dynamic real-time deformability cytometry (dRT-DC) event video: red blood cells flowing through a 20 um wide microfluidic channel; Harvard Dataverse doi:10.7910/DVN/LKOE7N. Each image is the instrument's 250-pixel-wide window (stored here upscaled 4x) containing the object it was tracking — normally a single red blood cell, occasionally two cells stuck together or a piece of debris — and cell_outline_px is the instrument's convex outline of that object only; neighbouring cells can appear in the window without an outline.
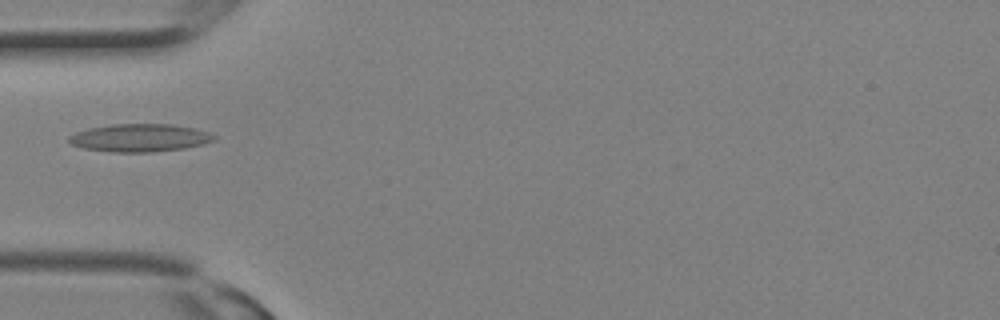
{"species": "Egyptian fruit bat (a non-hibernating species)", "species_latin": "Rousettus aegyptiacus", "temperature_condition": "room temperature", "stored_images_in_passage": 13, "camera_frame_rate_fps": 3000, "um_per_image_px": 0.085, "animal": {"sex": "female"}, "frame": {"image": 1, "passage_image": 10, "time_ms": 3.0, "image_size_px": [1000, 320], "cell_outline_px": [[216, 140], [204, 144], [184, 148], [152, 152], [108, 152], [84, 148], [72, 144], [68, 140], [68, 136], [76, 132], [88, 128], [112, 124], [172, 124], [192, 128], [208, 132], [216, 136]], "centroid_in_image_um": [11.88, 11.72], "position_along_channel_um": 73.1, "area_um2": 23.58}}
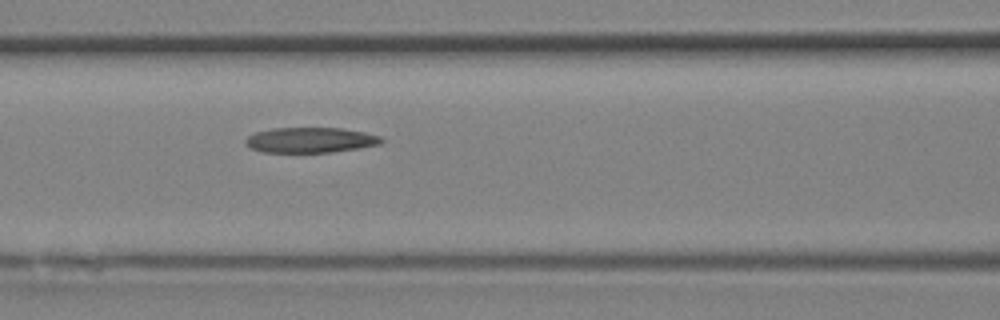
{"frame": {"image": 2, "passage_image": 13, "time_ms": 4.0, "image_size_px": [1000, 320], "cell_outline_px": [[384, 140], [380, 144], [360, 148], [332, 152], [264, 152], [252, 148], [244, 144], [244, 140], [248, 136], [256, 132], [272, 128], [340, 128], [364, 132], [380, 136]], "centroid_in_image_um": [26.38, 11.9], "position_along_channel_um": 140.2, "area_um2": 20.0}}